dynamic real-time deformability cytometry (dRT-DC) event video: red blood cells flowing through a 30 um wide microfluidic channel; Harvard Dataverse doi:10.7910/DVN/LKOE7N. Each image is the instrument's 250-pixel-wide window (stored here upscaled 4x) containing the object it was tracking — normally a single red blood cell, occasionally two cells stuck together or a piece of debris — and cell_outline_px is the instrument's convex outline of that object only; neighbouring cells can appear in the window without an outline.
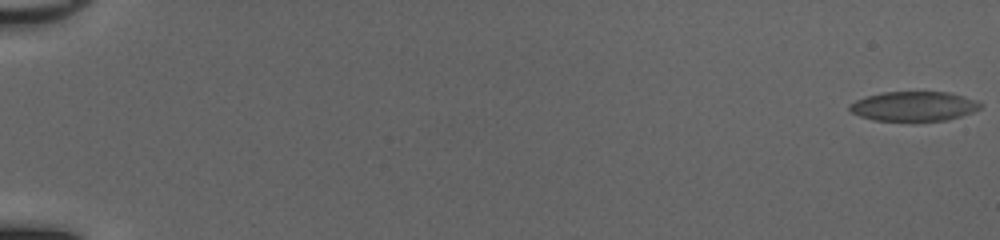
{"species": "common noctule bat (a hibernating species)", "species_latin": "Nyctalus noctula", "temperature_condition": "cold", "stored_images_in_passage": 53, "camera_frame_rate_fps": 3000, "um_per_image_px": 0.085, "animal": {"sex": "female", "body_mass_g": 20.0, "forearm_length_mm": 54.0}, "frame": {"image": 1, "passage_image": 1, "time_ms": 0.0, "image_size_px": [1000, 240], "cell_outline_px": [[984, 104], [980, 108], [972, 112], [948, 120], [872, 120], [860, 116], [852, 112], [848, 108], [848, 104], [864, 96], [884, 92], [948, 92], [964, 96], [976, 100]], "centroid_in_image_um": [77.67, 9.02], "position_along_channel_um": 7.3, "area_um2": 22.48}}
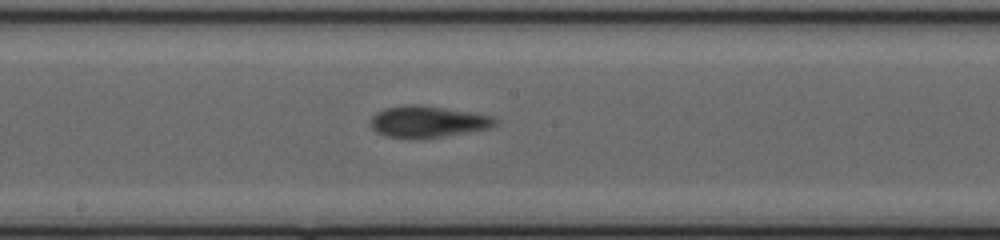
{"frame": {"image": 2, "passage_image": 31, "time_ms": 10.0, "image_size_px": [1000, 240], "cell_outline_px": [[500, 120], [492, 128], [444, 136], [416, 140], [408, 140], [388, 136], [376, 132], [368, 124], [368, 120], [376, 112], [384, 108], [408, 104], [420, 104], [492, 116]], "centroid_in_image_um": [36.31, 10.36], "position_along_channel_um": 211.9, "area_um2": 23.41}}
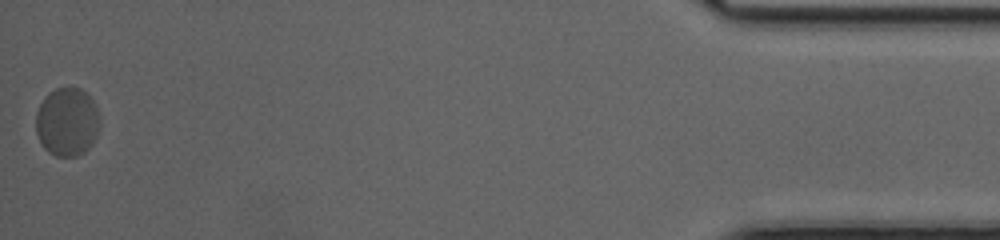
{"frame": {"image": 3, "passage_image": 53, "time_ms": 17.333, "image_size_px": [1000, 240], "cell_outline_px": [[100, 124], [96, 136], [92, 144], [84, 152], [76, 156], [56, 156], [48, 152], [40, 144], [36, 132], [36, 112], [44, 96], [48, 92], [56, 88], [80, 88], [92, 100], [96, 108], [100, 120]], "centroid_in_image_um": [5.68, 10.37], "position_along_channel_um": 429.5, "area_um2": 25.61}, "authors_computed_cell_mechanics": {"area_um2": 22.5998, "velocity_mm_per_s": 4.0758, "shape_relaxation_time_tau1_ms": 7.7083, "shape_relaxation_time_tau2_ms": 0.9313, "deformation_change_tau1": 0.1873, "deformation_change_tau2": 0.0537}}